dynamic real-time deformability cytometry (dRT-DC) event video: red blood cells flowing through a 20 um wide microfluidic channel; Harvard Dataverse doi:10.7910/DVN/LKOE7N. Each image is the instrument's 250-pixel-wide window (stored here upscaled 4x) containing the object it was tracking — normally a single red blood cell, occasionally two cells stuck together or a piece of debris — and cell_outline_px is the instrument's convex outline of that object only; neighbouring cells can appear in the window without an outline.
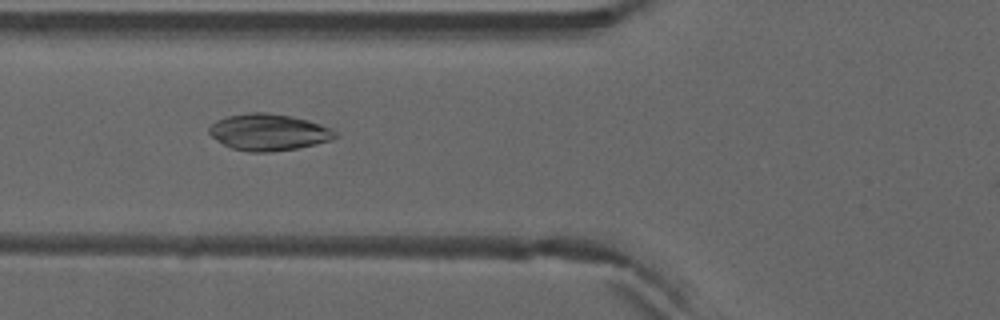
{"species": "common noctule bat (a hibernating species)", "species_latin": "Nyctalus noctula", "temperature_condition": "warm", "stored_images_in_passage": 5, "camera_frame_rate_fps": 3000, "um_per_image_px": 0.085, "animal": {"sex": "male", "forearm_length_mm": 52.5}, "frame": {"image": 1, "passage_image": 4, "time_ms": 1.0, "image_size_px": [1000, 320], "cell_outline_px": [[340, 136], [332, 140], [316, 144], [296, 148], [272, 152], [248, 152], [232, 148], [216, 140], [208, 132], [208, 128], [216, 120], [228, 116], [248, 112], [268, 112], [292, 116], [308, 120], [332, 128]], "centroid_in_image_um": [22.85, 11.23], "position_along_channel_um": 102.9, "area_um2": 27.11}}
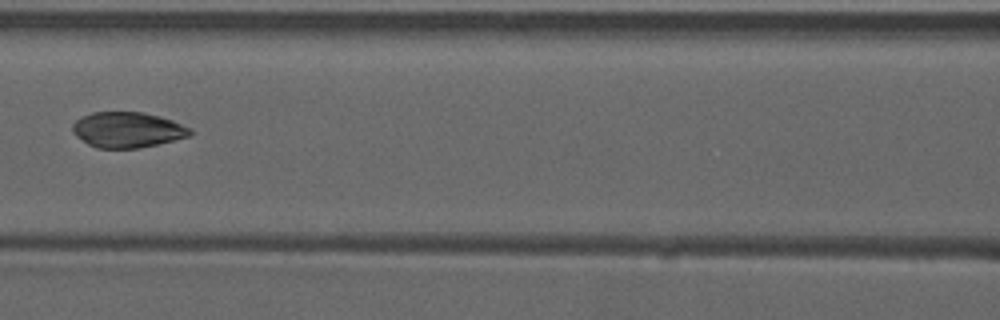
{"frame": {"image": 2, "passage_image": 5, "time_ms": 1.333, "image_size_px": [1000, 320], "cell_outline_px": [[192, 132], [188, 136], [140, 148], [96, 148], [88, 144], [76, 136], [72, 132], [72, 124], [80, 116], [92, 112], [140, 112], [160, 116], [172, 120], [192, 128]], "centroid_in_image_um": [10.8, 11.02], "position_along_channel_um": 155.8, "area_um2": 24.33}}